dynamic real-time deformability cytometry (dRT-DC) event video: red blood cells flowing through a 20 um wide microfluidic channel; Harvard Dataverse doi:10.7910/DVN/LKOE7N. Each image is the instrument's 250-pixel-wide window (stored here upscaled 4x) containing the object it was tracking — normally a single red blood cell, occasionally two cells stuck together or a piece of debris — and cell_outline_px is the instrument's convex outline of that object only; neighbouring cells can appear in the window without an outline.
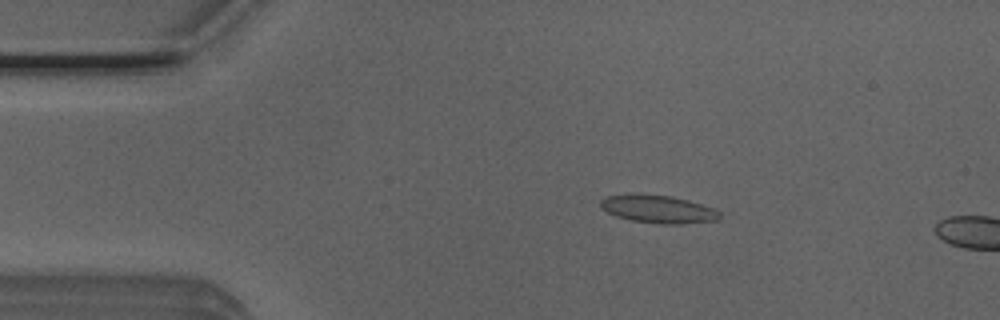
{"species": "Egyptian fruit bat (a non-hibernating species)", "species_latin": "Rousettus aegyptiacus", "temperature_condition": "room temperature", "stored_images_in_passage": 12, "camera_frame_rate_fps": 3000, "um_per_image_px": 0.085, "animal": {"sex": "male"}, "frame": {"image": 1, "passage_image": 9, "time_ms": 2.667, "image_size_px": [1000, 320], "cell_outline_px": [[704, 208], [700, 220], [640, 220], [624, 216], [612, 212], [604, 208], [604, 200], [616, 196], [664, 196], [680, 200]], "centroid_in_image_um": [55.53, 17.69], "position_along_channel_um": 29.5, "area_um2": 14.05}}